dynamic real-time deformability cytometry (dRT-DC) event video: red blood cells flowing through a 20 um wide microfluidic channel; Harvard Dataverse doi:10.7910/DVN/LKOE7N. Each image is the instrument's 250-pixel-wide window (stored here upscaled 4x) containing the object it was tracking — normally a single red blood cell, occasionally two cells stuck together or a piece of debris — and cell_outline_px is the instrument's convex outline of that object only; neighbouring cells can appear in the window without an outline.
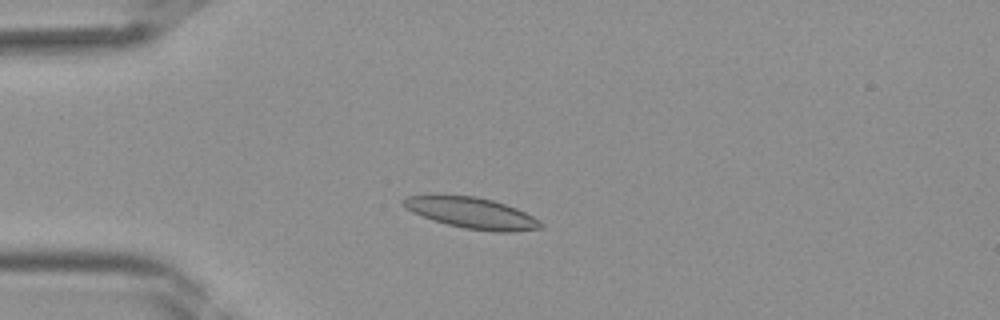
{"species": "Egyptian fruit bat (a non-hibernating species)", "species_latin": "Rousettus aegyptiacus", "temperature_condition": "room temperature", "stored_images_in_passage": 34, "camera_frame_rate_fps": 3000, "um_per_image_px": 0.085, "frame": {"image": 1, "passage_image": 4, "time_ms": 1.0, "image_size_px": [1000, 320], "cell_outline_px": [[544, 224], [540, 228], [516, 232], [496, 232], [464, 228], [432, 220], [412, 212], [400, 200], [404, 196], [476, 196], [492, 200], [516, 208], [540, 220]], "centroid_in_image_um": [40.14, 18.12], "position_along_channel_um": 44.9, "area_um2": 24.51}}
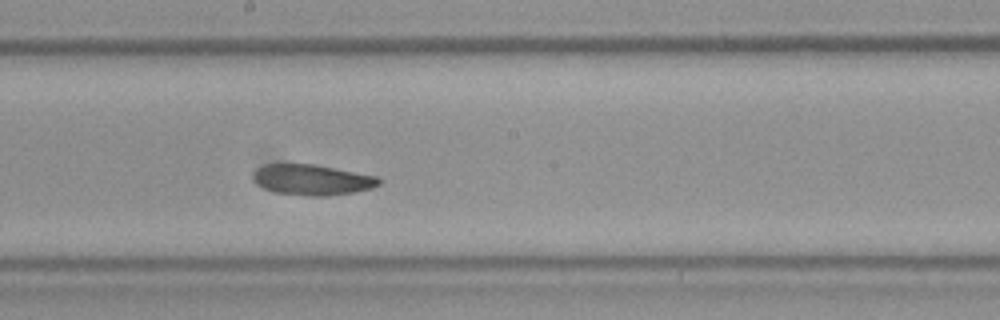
{"frame": {"image": 2, "passage_image": 16, "time_ms": 5.0, "image_size_px": [1000, 320], "cell_outline_px": [[380, 184], [372, 188], [352, 192], [328, 196], [308, 196], [276, 192], [264, 188], [256, 184], [252, 176], [252, 172], [256, 168], [264, 164], [316, 164], [380, 176]], "centroid_in_image_um": [26.53, 15.27], "position_along_channel_um": 221.7, "area_um2": 22.72}}
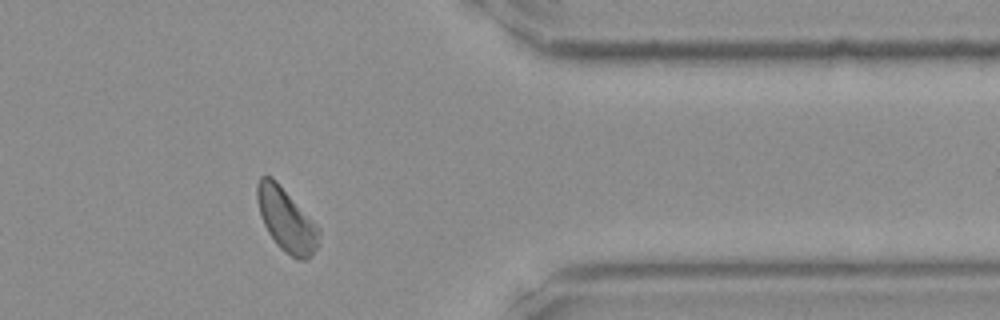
{"frame": {"image": 3, "passage_image": 27, "time_ms": 8.667, "image_size_px": [1000, 320], "cell_outline_px": [[320, 244], [312, 256], [304, 260], [300, 260], [284, 252], [276, 244], [268, 232], [260, 216], [256, 200], [256, 184], [260, 176], [272, 176], [276, 180], [320, 228]], "centroid_in_image_um": [24.34, 18.69], "position_along_channel_um": 387.1, "area_um2": 23.06}}